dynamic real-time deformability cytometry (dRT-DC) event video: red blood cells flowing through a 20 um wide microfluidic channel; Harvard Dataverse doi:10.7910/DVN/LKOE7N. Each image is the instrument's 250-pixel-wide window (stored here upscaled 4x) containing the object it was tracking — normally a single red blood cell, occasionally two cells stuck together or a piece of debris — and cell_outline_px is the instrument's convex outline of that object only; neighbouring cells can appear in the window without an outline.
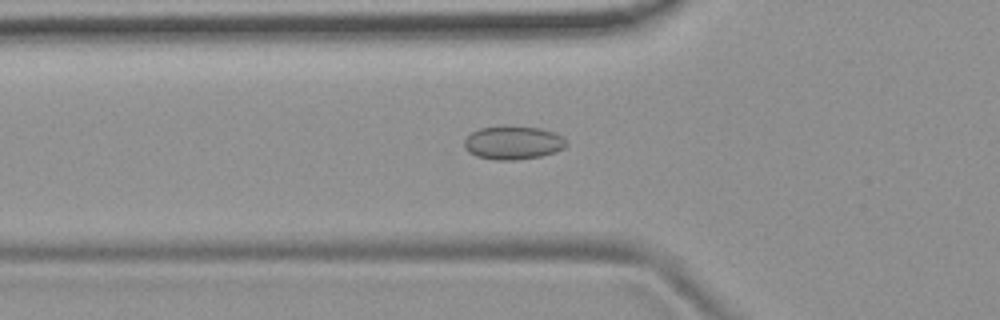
{"species": "common noctule bat (a hibernating species)", "species_latin": "Nyctalus noctula", "temperature_condition": "room temperature", "stored_images_in_passage": 51, "camera_frame_rate_fps": 3000, "um_per_image_px": 0.085, "animal": {"sex": "female", "body_mass_g": 19.9}, "frame": {"image": 1, "passage_image": 16, "time_ms": 5.0, "image_size_px": [1000, 320], "cell_outline_px": [[568, 144], [564, 148], [540, 156], [512, 160], [496, 160], [476, 156], [468, 152], [464, 148], [464, 140], [472, 132], [480, 128], [508, 124], [540, 128], [556, 132]], "centroid_in_image_um": [43.58, 12.1], "position_along_channel_um": 82.2, "area_um2": 20.11}}
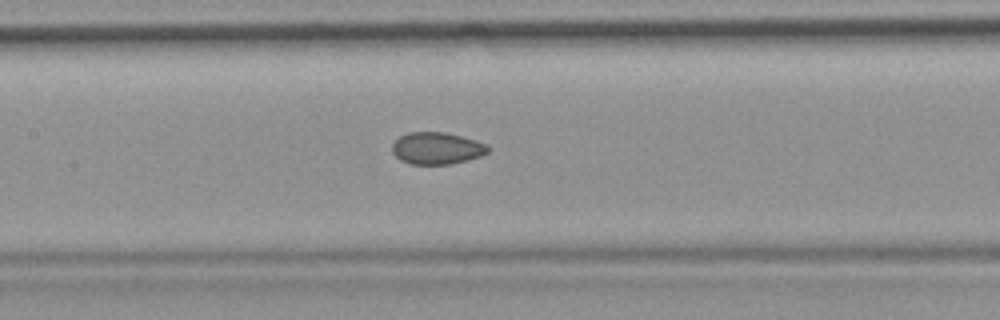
{"frame": {"image": 2, "passage_image": 23, "time_ms": 7.333, "image_size_px": [1000, 320], "cell_outline_px": [[488, 152], [480, 156], [468, 160], [448, 164], [408, 164], [400, 160], [392, 152], [392, 144], [400, 136], [408, 132], [444, 132], [460, 136], [488, 144]], "centroid_in_image_um": [37.1, 12.6], "position_along_channel_um": 170.3, "area_um2": 17.8}}
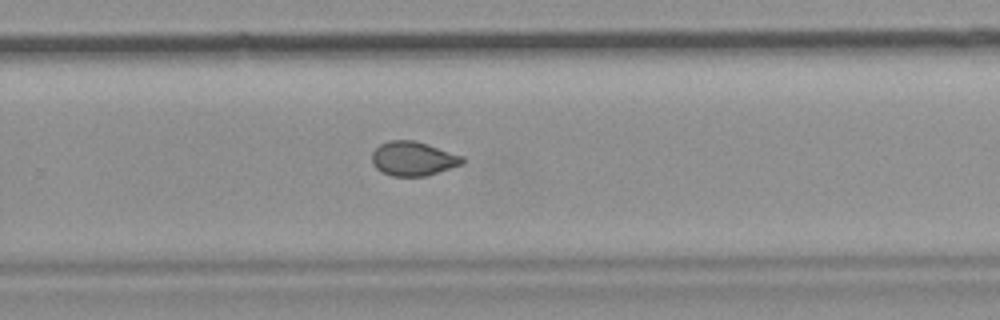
{"frame": {"image": 3, "passage_image": 33, "time_ms": 10.667, "image_size_px": [1000, 320], "cell_outline_px": [[464, 164], [424, 176], [392, 176], [376, 168], [372, 164], [372, 152], [380, 144], [388, 140], [412, 140], [428, 144], [464, 156]], "centroid_in_image_um": [35.12, 13.47], "position_along_channel_um": 294.7, "area_um2": 18.03}, "authors_computed_cell_mechanics": {"area_um2": 18.7272, "velocity_mm_per_s": 3.7472, "shape_relaxation_time_tau1_ms": null, "shape_relaxation_time_tau2_ms": 1.2001, "deformation_change_tau1": null, "deformation_change_tau2": 0.0467}}